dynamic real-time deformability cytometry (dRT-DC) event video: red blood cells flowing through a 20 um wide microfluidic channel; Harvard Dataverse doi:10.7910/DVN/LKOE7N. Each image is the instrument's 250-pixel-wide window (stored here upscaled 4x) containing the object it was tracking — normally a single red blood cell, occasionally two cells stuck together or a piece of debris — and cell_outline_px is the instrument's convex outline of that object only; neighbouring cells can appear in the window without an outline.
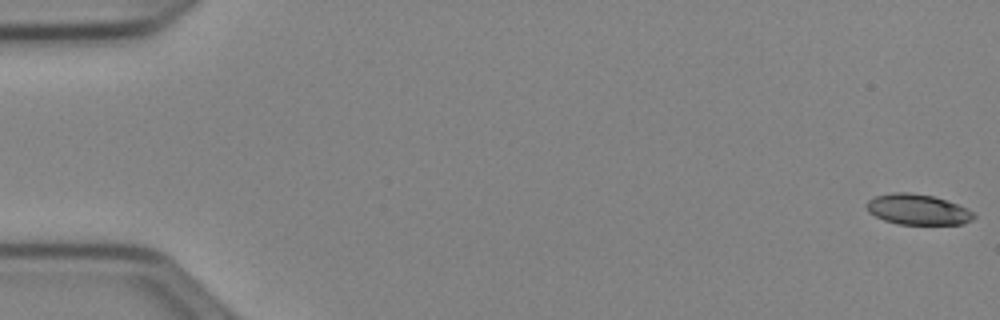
{"species": "Egyptian fruit bat (a non-hibernating species)", "species_latin": "Rousettus aegyptiacus", "temperature_condition": "cold", "stored_images_in_passage": 52, "camera_frame_rate_fps": 3000, "um_per_image_px": 0.085, "animal": {"sex": "female"}, "frame": {"image": 1, "passage_image": 1, "time_ms": 0.0, "image_size_px": [1000, 320], "cell_outline_px": [[976, 216], [972, 220], [964, 224], [896, 224], [884, 220], [868, 212], [864, 204], [868, 200], [876, 196], [892, 192], [908, 192], [932, 196], [968, 208]], "centroid_in_image_um": [77.98, 17.81], "position_along_channel_um": 7.0, "area_um2": 19.07}}
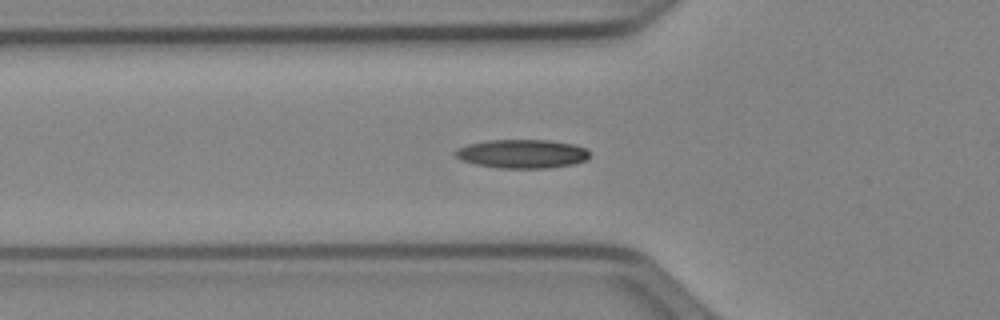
{"frame": {"image": 2, "passage_image": 19, "time_ms": 6.0, "image_size_px": [1000, 320], "cell_outline_px": [[588, 160], [572, 164], [548, 168], [500, 168], [476, 164], [464, 160], [456, 156], [452, 152], [456, 148], [468, 144], [488, 140], [548, 140], [576, 144], [588, 148]], "centroid_in_image_um": [44.4, 13.06], "position_along_channel_um": 81.4, "area_um2": 22.6}}
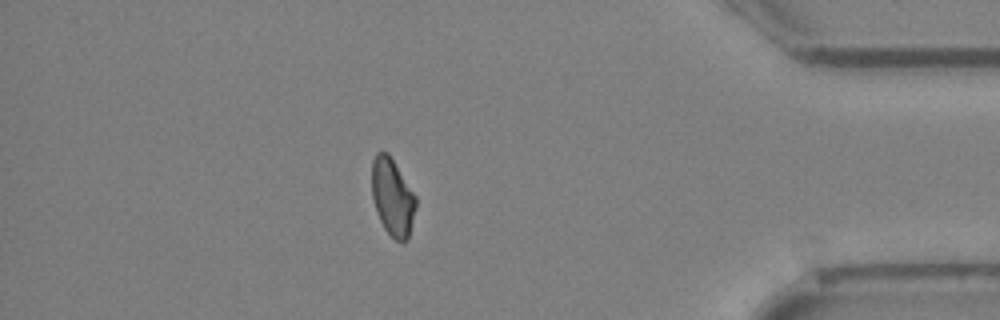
{"frame": {"image": 3, "passage_image": 46, "time_ms": 15.0, "image_size_px": [1000, 320], "cell_outline_px": [[416, 208], [408, 240], [396, 240], [384, 228], [380, 220], [372, 196], [372, 160], [376, 152], [388, 152], [416, 196]], "centroid_in_image_um": [33.37, 16.73], "position_along_channel_um": 401.8, "area_um2": 19.65}}